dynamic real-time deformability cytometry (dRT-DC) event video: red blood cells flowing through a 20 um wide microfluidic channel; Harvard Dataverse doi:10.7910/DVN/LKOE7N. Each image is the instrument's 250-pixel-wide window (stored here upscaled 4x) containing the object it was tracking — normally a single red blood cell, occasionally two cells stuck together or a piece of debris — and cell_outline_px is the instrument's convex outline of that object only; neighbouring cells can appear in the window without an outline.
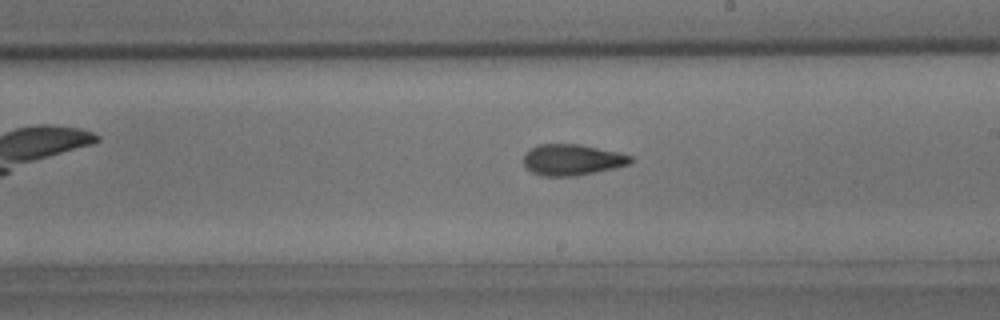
{"species": "common noctule bat (a hibernating species)", "species_latin": "Nyctalus noctula", "temperature_condition": "room temperature", "stored_images_in_passage": 27, "camera_frame_rate_fps": 3000, "um_per_image_px": 0.085, "animal": {"sex": "male", "body_mass_g": 15.6}, "frame": {"image": 1, "passage_image": 16, "time_ms": 5.0, "image_size_px": [1000, 320], "cell_outline_px": [[636, 160], [628, 164], [612, 168], [572, 176], [544, 176], [532, 172], [524, 164], [524, 152], [536, 144], [580, 144], [616, 152], [632, 156]], "centroid_in_image_um": [48.6, 13.56], "position_along_channel_um": 240.4, "area_um2": 19.19}}